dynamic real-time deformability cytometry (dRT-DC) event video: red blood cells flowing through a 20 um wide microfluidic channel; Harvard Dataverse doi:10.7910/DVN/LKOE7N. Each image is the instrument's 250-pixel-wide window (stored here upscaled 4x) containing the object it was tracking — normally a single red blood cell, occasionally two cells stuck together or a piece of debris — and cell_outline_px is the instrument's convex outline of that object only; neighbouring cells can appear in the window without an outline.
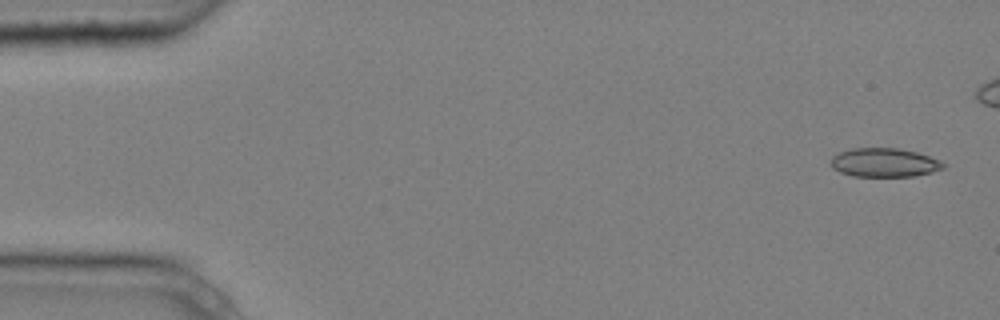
{"species": "common noctule bat (a hibernating species)", "species_latin": "Nyctalus noctula", "temperature_condition": "cold", "stored_images_in_passage": 5, "camera_frame_rate_fps": 3000, "um_per_image_px": 0.085, "animal": {"sex": "male", "body_mass_g": 20.4}, "frame": {"image": 1, "passage_image": 1, "time_ms": 0.0, "image_size_px": [1000, 320], "cell_outline_px": [[948, 164], [944, 168], [932, 172], [916, 176], [852, 176], [840, 172], [832, 168], [828, 164], [832, 156], [840, 152], [852, 148], [900, 148], [916, 152], [940, 160]], "centroid_in_image_um": [75.16, 13.82], "position_along_channel_um": 9.8, "area_um2": 19.13}}